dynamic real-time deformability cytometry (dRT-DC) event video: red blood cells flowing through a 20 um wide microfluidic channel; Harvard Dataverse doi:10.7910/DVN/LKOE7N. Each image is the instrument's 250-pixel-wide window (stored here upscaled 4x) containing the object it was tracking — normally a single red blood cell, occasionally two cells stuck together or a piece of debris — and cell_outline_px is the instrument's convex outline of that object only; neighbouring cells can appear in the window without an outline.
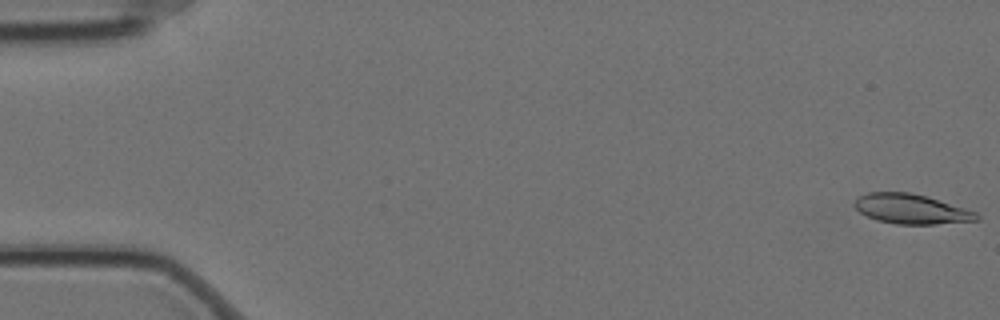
{"species": "Egyptian fruit bat (a non-hibernating species)", "species_latin": "Rousettus aegyptiacus", "temperature_condition": "cold", "stored_images_in_passage": 5, "camera_frame_rate_fps": 3000, "um_per_image_px": 0.085, "animal": {"sex": "female"}, "frame": {"image": 1, "passage_image": 1, "time_ms": 0.0, "image_size_px": [1000, 320], "cell_outline_px": [[980, 220], [936, 224], [896, 224], [876, 220], [860, 212], [852, 204], [860, 196], [868, 192], [908, 192], [924, 196], [964, 208], [976, 212], [980, 216]], "centroid_in_image_um": [77.44, 17.77], "position_along_channel_um": 7.6, "area_um2": 20.92}}
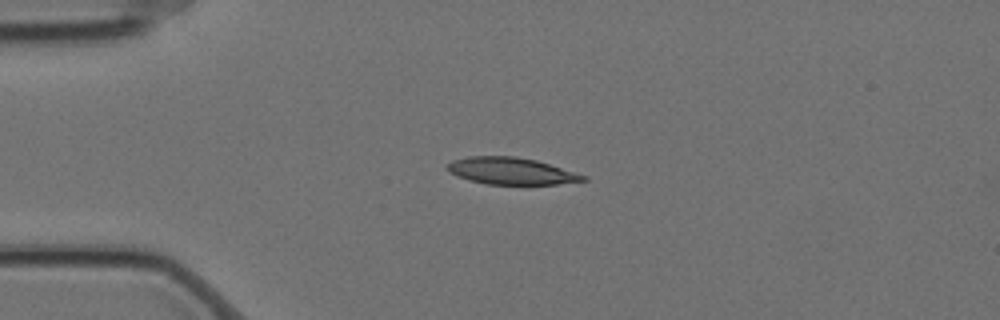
{"frame": {"image": 2, "passage_image": 4, "time_ms": 1.0, "image_size_px": [1000, 320], "cell_outline_px": [[588, 180], [556, 184], [488, 184], [468, 180], [456, 176], [448, 172], [448, 164], [452, 160], [468, 156], [516, 156], [536, 160], [588, 176]], "centroid_in_image_um": [43.43, 14.53], "position_along_channel_um": 41.6, "area_um2": 21.27}}